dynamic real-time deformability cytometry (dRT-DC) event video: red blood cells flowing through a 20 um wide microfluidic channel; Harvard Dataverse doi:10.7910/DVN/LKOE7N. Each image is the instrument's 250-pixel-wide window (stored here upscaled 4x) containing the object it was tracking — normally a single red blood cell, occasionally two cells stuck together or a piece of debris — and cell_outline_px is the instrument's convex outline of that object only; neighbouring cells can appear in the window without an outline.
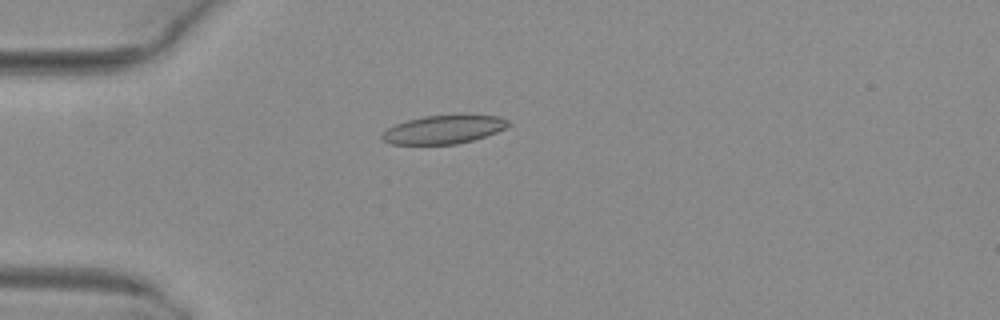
{"species": "common noctule bat (a hibernating species)", "species_latin": "Nyctalus noctula", "temperature_condition": "warm", "stored_images_in_passage": 5, "camera_frame_rate_fps": 3000, "um_per_image_px": 0.085, "animal": {"sex": "female", "body_mass_g": 29.2, "forearm_length_mm": 56.3}, "frame": {"image": 1, "passage_image": 5, "time_ms": 1.333, "image_size_px": [1000, 320], "cell_outline_px": [[512, 124], [496, 132], [472, 140], [456, 144], [388, 144], [380, 140], [380, 136], [388, 128], [396, 124], [408, 120], [424, 116], [464, 112], [500, 116], [508, 120]], "centroid_in_image_um": [37.75, 10.96], "position_along_channel_um": 47.3, "area_um2": 21.68}}